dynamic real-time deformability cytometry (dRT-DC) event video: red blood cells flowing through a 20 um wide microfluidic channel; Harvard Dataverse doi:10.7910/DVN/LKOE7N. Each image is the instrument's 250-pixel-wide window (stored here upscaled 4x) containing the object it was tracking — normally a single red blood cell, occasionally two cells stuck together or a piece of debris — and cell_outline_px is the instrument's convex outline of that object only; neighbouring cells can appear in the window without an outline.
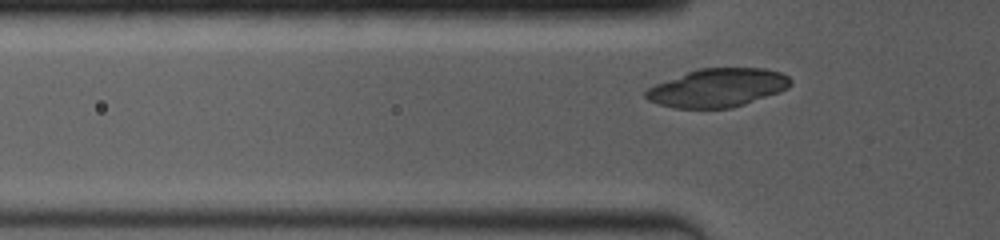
{"species": "common noctule bat (a hibernating species)", "species_latin": "Nyctalus noctula", "temperature_condition": "room temperature", "stored_images_in_passage": 5, "segment_of_instrument_passage": [2, 2], "camera_frame_rate_fps": 4000, "um_per_image_px": 0.085, "animal": {"sex": "female", "body_mass_g": 19.0, "forearm_length_mm": 53.3}, "frame": {"image": 1, "passage_image": 5, "time_ms": 3.0, "image_size_px": [1000, 240], "cell_outline_px": [[792, 84], [788, 88], [780, 92], [732, 108], [672, 108], [648, 100], [644, 96], [644, 92], [648, 88], [656, 84], [688, 72], [700, 68], [764, 68], [780, 72], [788, 76], [792, 80]], "centroid_in_image_um": [61.02, 7.46], "position_along_channel_um": 64.8, "area_um2": 32.31}}